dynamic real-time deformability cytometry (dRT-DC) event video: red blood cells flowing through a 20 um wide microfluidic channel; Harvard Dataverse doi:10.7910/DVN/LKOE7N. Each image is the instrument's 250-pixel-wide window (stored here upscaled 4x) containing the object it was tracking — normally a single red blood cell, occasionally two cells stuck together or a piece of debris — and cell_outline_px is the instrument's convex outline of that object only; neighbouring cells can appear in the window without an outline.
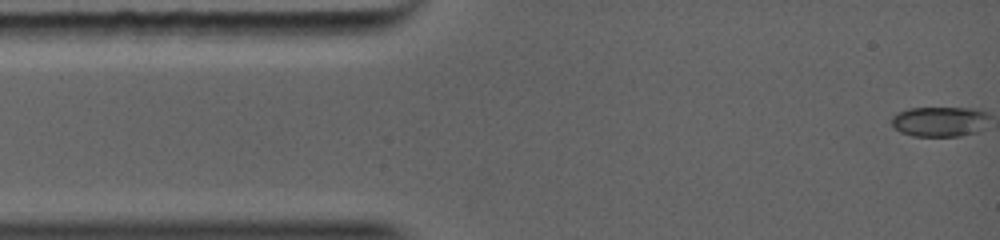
{"species": "common noctule bat (a hibernating species)", "species_latin": "Nyctalus noctula", "temperature_condition": "warm", "stored_images_in_passage": 10, "camera_frame_rate_fps": 5000, "um_per_image_px": 0.085, "animal": {"sex": "female", "body_mass_g": 19.0, "forearm_length_mm": 56.7}, "frame": {"image": 1, "passage_image": 1, "time_ms": 0.0, "image_size_px": [1000, 240], "cell_outline_px": [[976, 112], [964, 132], [956, 136], [916, 136], [904, 132], [896, 128], [896, 116], [912, 108], [956, 108]], "centroid_in_image_um": [79.42, 10.34], "position_along_channel_um": 5.6, "area_um2": 13.58}}